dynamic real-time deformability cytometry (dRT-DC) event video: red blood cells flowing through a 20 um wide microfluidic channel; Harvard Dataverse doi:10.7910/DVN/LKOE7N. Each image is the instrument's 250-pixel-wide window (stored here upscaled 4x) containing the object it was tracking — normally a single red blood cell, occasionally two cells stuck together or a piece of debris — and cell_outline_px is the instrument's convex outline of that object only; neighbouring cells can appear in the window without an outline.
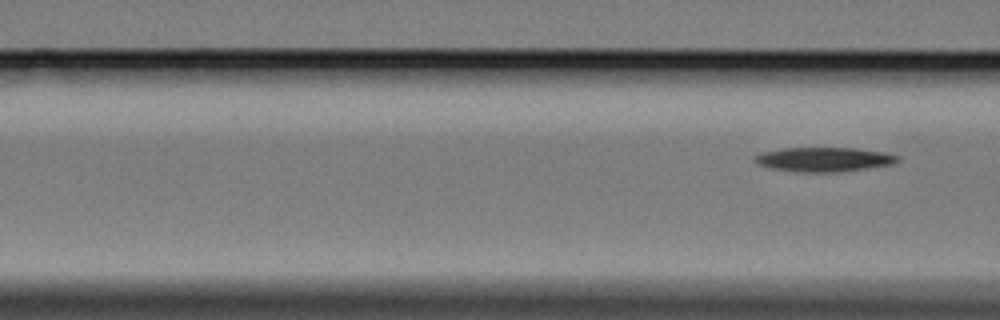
{"species": "Egyptian fruit bat (a non-hibernating species)", "species_latin": "Rousettus aegyptiacus", "temperature_condition": "cold", "stored_images_in_passage": 8, "camera_frame_rate_fps": 3000, "um_per_image_px": 0.085, "animal": {"sex": "female"}, "frame": {"image": 1, "passage_image": 8, "time_ms": 9.0, "image_size_px": [1000, 320], "cell_outline_px": [[900, 160], [892, 164], [868, 168], [840, 172], [796, 172], [772, 168], [760, 164], [752, 160], [752, 156], [760, 152], [784, 148], [856, 148], [888, 152], [900, 156]], "centroid_in_image_um": [70.05, 13.54], "position_along_channel_um": 96.5, "area_um2": 20.52}}